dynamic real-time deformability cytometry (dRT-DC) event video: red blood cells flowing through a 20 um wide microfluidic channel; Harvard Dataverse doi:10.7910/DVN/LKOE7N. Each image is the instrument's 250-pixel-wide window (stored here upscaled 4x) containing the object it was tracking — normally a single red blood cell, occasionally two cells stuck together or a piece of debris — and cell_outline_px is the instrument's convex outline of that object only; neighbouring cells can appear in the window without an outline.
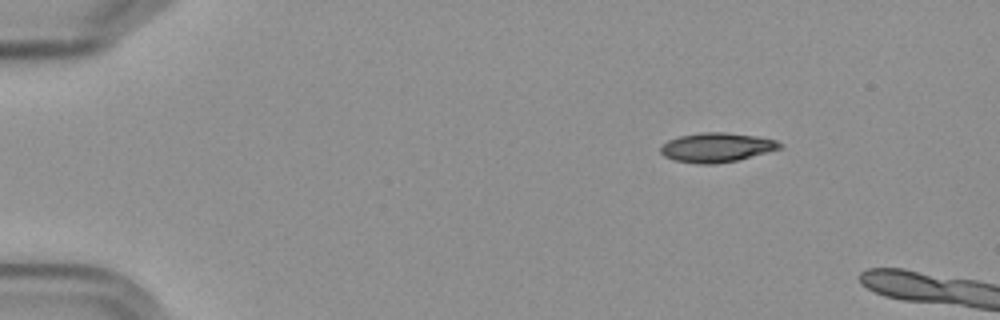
{"species": "Egyptian fruit bat (a non-hibernating species)", "species_latin": "Rousettus aegyptiacus", "temperature_condition": "cold", "stored_images_in_passage": 5, "camera_frame_rate_fps": 3000, "um_per_image_px": 0.085, "frame": {"image": 1, "passage_image": 1, "time_ms": 0.0, "image_size_px": [1000, 320], "cell_outline_px": [[784, 148], [736, 160], [716, 164], [696, 164], [672, 160], [664, 156], [660, 152], [660, 148], [668, 140], [680, 136], [700, 132], [724, 132], [756, 136], [776, 140], [784, 144]], "centroid_in_image_um": [60.93, 12.53], "position_along_channel_um": 24.1, "area_um2": 20.52}}